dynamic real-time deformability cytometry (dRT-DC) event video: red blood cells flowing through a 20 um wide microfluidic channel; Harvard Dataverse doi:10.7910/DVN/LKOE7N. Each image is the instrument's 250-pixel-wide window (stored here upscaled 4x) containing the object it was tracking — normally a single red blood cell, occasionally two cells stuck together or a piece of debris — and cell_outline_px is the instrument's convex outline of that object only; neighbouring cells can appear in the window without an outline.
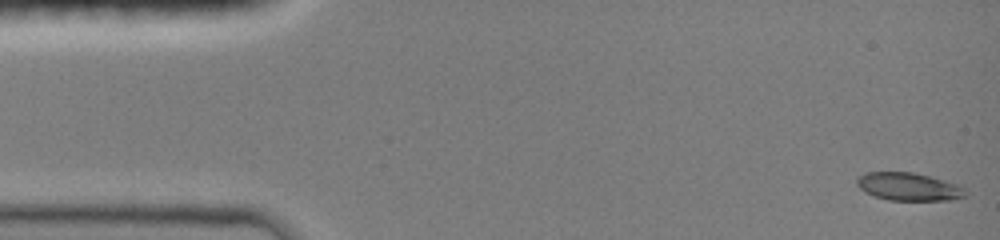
{"species": "common noctule bat (a hibernating species)", "species_latin": "Nyctalus noctula", "temperature_condition": "room temperature", "stored_images_in_passage": 47, "camera_frame_rate_fps": 3000, "um_per_image_px": 0.085, "animal": {"sex": "female", "body_mass_g": 19.0, "forearm_length_mm": 51.5}, "frame": {"image": 1, "passage_image": 1, "time_ms": 0.0, "image_size_px": [1000, 240], "cell_outline_px": [[968, 196], [952, 200], [888, 200], [864, 192], [856, 184], [856, 176], [868, 172], [912, 172], [960, 184], [968, 192]], "centroid_in_image_um": [77.27, 15.87], "position_along_channel_um": 7.7, "area_um2": 17.86}}
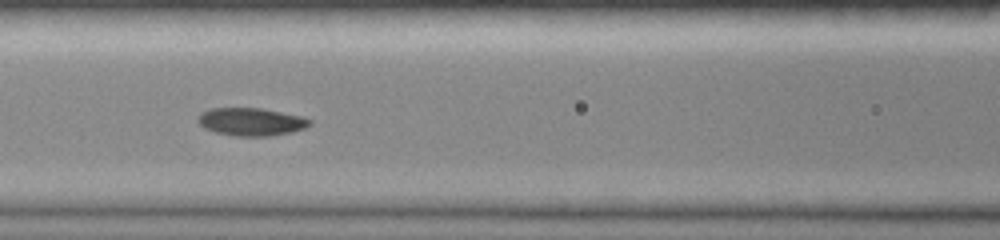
{"frame": {"image": 2, "passage_image": 20, "time_ms": 6.333, "image_size_px": [1000, 240], "cell_outline_px": [[312, 124], [304, 128], [292, 132], [272, 136], [236, 136], [216, 132], [204, 128], [196, 120], [200, 112], [208, 108], [260, 108], [304, 116], [312, 120]], "centroid_in_image_um": [21.35, 10.34], "position_along_channel_um": 145.2, "area_um2": 18.38}}
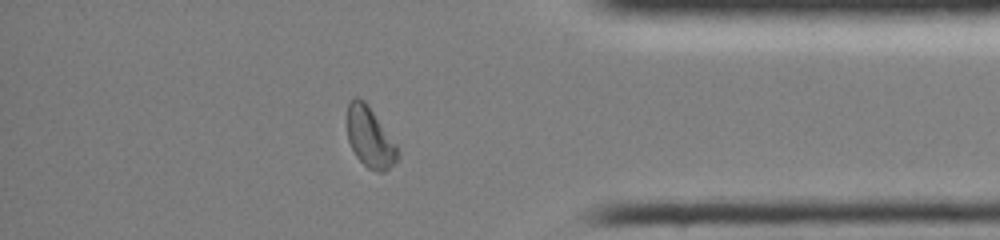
{"frame": {"image": 3, "passage_image": 40, "time_ms": 13.0, "image_size_px": [1000, 240], "cell_outline_px": [[396, 160], [384, 172], [376, 172], [368, 168], [356, 156], [348, 140], [348, 104], [352, 96], [356, 96], [364, 100], [368, 104], [396, 144]], "centroid_in_image_um": [31.41, 11.64], "position_along_channel_um": 403.8, "area_um2": 17.4}, "authors_computed_cell_mechanics": {"area_um2": 18.0914, "velocity_mm_per_s": 4.043, "shape_relaxation_time_tau1_ms": 4.83, "shape_relaxation_time_tau2_ms": null, "deformation_change_tau1": 0.136, "deformation_change_tau2": null}}